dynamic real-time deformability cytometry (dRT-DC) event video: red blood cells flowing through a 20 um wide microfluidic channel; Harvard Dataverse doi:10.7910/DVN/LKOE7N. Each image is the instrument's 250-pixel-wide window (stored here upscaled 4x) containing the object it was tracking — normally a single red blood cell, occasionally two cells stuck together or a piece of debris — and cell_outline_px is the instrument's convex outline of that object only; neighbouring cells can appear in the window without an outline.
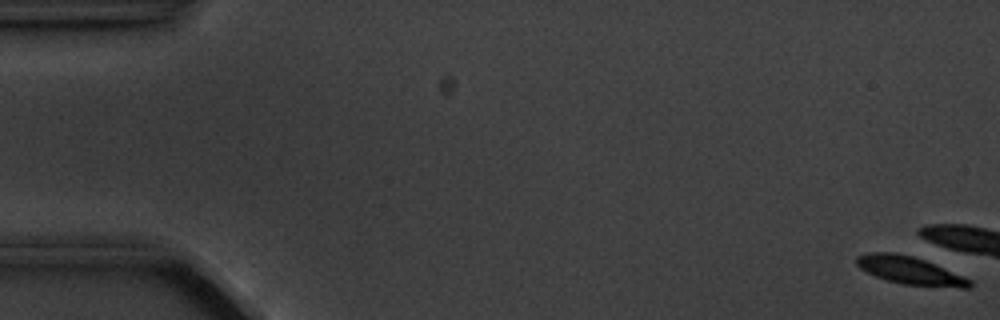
{"species": "common noctule bat (a hibernating species)", "species_latin": "Nyctalus noctula", "temperature_condition": "cold", "stored_images_in_passage": 2, "camera_frame_rate_fps": 3000, "um_per_image_px": 0.085, "animal": {"sex": "male", "body_mass_g": 20.1, "forearm_length_mm": 53.5}, "frame": {"image": 1, "passage_image": 1, "time_ms": 0.0, "image_size_px": [1000, 320], "cell_outline_px": [[972, 284], [968, 288], [960, 288], [904, 284], [888, 280], [876, 276], [860, 268], [856, 264], [856, 256], [868, 252], [892, 252], [912, 256], [924, 260], [972, 280]], "centroid_in_image_um": [77.32, 22.98], "position_along_channel_um": 7.7, "area_um2": 18.03}}